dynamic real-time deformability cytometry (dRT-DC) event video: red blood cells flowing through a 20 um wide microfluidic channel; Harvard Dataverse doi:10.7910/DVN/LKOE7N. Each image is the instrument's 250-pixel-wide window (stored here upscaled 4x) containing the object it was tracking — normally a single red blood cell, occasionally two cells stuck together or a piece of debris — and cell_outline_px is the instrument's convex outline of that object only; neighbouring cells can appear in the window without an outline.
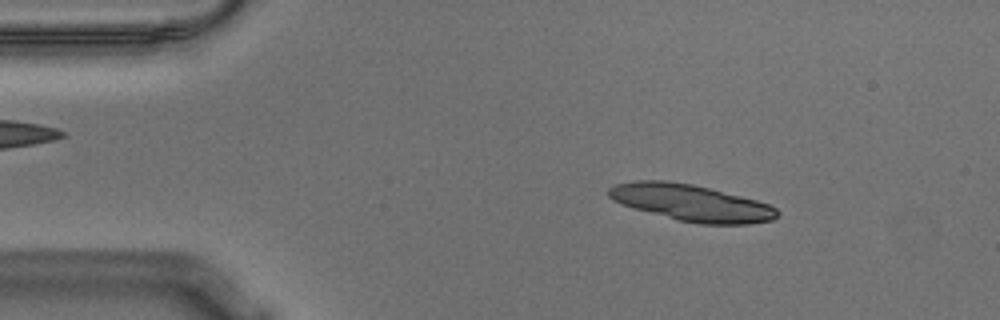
{"species": "Egyptian fruit bat (a non-hibernating species)", "species_latin": "Rousettus aegyptiacus", "temperature_condition": "warm", "stored_images_in_passage": 37, "segment_of_instrument_passage": [1, 2], "camera_frame_rate_fps": 3000, "um_per_image_px": 0.085, "animal": {"sex": "male"}, "frame": {"image": 1, "passage_image": 7, "time_ms": 2.0, "image_size_px": [1000, 320], "cell_outline_px": [[780, 212], [772, 220], [748, 224], [700, 224], [680, 220], [632, 208], [612, 200], [608, 196], [608, 188], [616, 184], [636, 180], [664, 180], [692, 184], [756, 200], [768, 204], [776, 208]], "centroid_in_image_um": [58.72, 17.23], "position_along_channel_um": 26.3, "area_um2": 35.6}}